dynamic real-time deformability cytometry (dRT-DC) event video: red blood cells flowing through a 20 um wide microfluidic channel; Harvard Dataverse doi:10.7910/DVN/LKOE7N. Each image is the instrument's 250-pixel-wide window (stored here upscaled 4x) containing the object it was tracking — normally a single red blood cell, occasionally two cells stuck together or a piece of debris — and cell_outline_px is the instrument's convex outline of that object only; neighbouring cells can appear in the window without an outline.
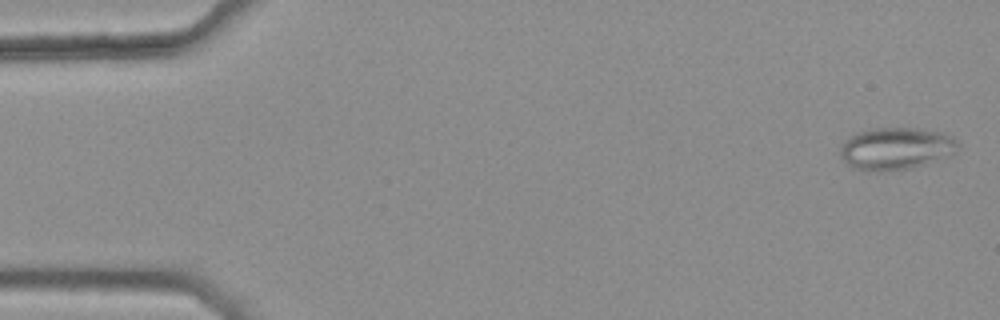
{"species": "common noctule bat (a hibernating species)", "species_latin": "Nyctalus noctula", "temperature_condition": "warm", "stored_images_in_passage": 47, "camera_frame_rate_fps": 3000, "um_per_image_px": 0.085, "animal": {"sex": "female", "body_mass_g": 25.1}, "frame": {"image": 1, "passage_image": 2, "time_ms": 0.333, "image_size_px": [1000, 320], "cell_outline_px": [[960, 148], [956, 152], [912, 168], [888, 172], [868, 172], [852, 168], [844, 160], [840, 152], [840, 144], [844, 140], [860, 132], [872, 128], [920, 128], [940, 132], [952, 136], [960, 144]], "centroid_in_image_um": [76.14, 12.64], "position_along_channel_um": 8.9, "area_um2": 29.19}}
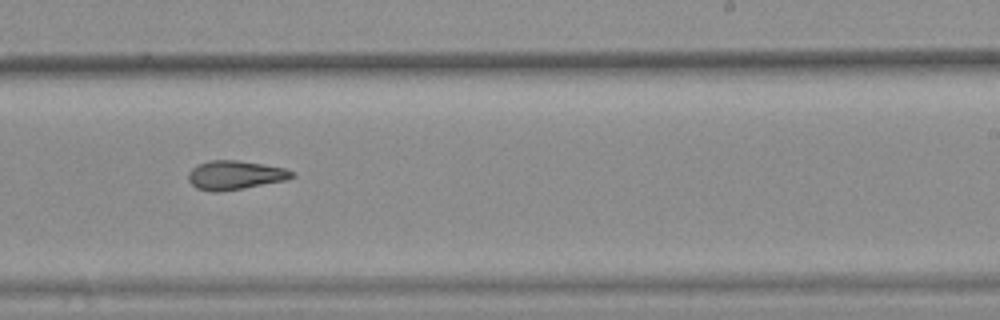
{"frame": {"image": 2, "passage_image": 33, "time_ms": 10.667, "image_size_px": [1000, 320], "cell_outline_px": [[296, 176], [288, 180], [244, 188], [220, 192], [212, 192], [196, 188], [188, 180], [188, 172], [196, 164], [208, 160], [236, 160], [284, 168], [292, 172]], "centroid_in_image_um": [19.94, 14.89], "position_along_channel_um": 269.1, "area_um2": 17.57}}
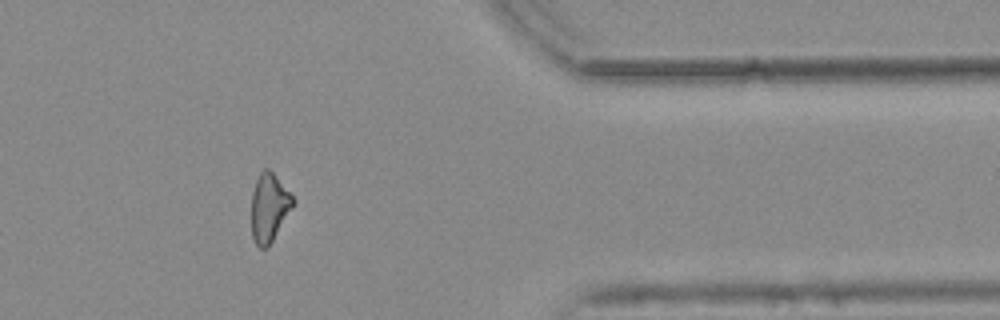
{"frame": {"image": 3, "passage_image": 44, "time_ms": 14.333, "image_size_px": [1000, 320], "cell_outline_px": [[292, 208], [268, 248], [260, 248], [256, 244], [252, 236], [252, 192], [256, 180], [260, 172], [264, 168], [268, 168], [276, 176], [292, 196]], "centroid_in_image_um": [22.85, 17.65], "position_along_channel_um": 388.5, "area_um2": 16.24}, "authors_computed_cell_mechanics": {"area_um2": 17.918, "velocity_mm_per_s": 3.8091, "shape_relaxation_time_tau1_ms": null, "shape_relaxation_time_tau2_ms": 3.4616, "deformation_change_tau1": null, "deformation_change_tau2": 0.1256}}